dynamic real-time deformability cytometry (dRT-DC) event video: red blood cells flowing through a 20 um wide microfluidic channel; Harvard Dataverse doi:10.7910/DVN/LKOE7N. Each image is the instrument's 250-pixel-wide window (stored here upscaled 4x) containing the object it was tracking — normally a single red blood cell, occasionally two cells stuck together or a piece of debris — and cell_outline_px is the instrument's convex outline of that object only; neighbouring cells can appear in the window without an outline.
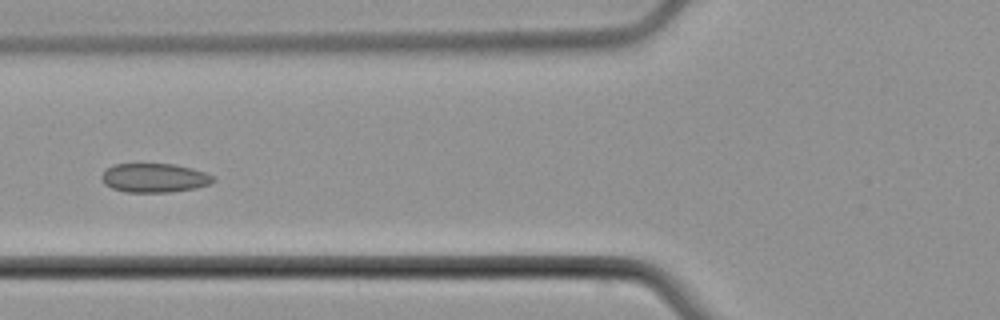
{"species": "common noctule bat (a hibernating species)", "species_latin": "Nyctalus noctula", "temperature_condition": "cold", "stored_images_in_passage": 6, "camera_frame_rate_fps": 3000, "um_per_image_px": 0.085, "animal": {"sex": "male", "body_mass_g": 21.5, "forearm_length_mm": 52.0}, "frame": {"image": 1, "passage_image": 6, "time_ms": 7.0, "image_size_px": [1000, 320], "cell_outline_px": [[216, 180], [208, 184], [196, 188], [168, 192], [124, 192], [112, 188], [104, 184], [100, 176], [112, 164], [176, 164], [192, 168], [204, 172], [212, 176]], "centroid_in_image_um": [13.1, 15.12], "position_along_channel_um": 112.7, "area_um2": 18.84}}